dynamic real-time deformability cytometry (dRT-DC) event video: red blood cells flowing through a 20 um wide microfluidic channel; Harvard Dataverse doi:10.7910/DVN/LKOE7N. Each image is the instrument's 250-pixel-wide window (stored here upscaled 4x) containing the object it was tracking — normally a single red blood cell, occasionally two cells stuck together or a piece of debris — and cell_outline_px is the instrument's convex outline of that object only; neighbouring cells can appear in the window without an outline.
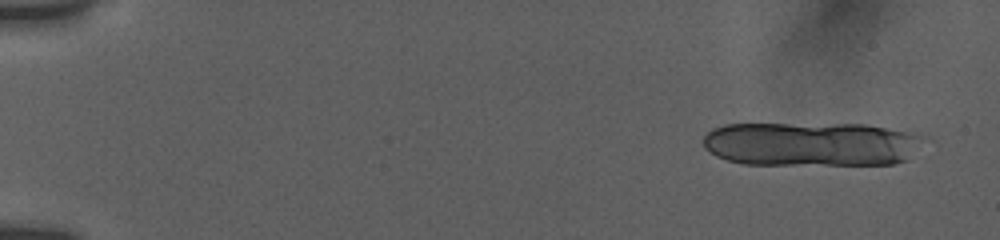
{"species": "human", "species_latin": "Homo sapiens", "temperature_condition": "room temperature", "stored_images_in_passage": 10, "camera_frame_rate_fps": 3000, "um_per_image_px": 0.085, "donor": {"sex": "female"}, "frame": {"image": 1, "passage_image": 1, "time_ms": 0.0, "image_size_px": [1000, 240], "cell_outline_px": [[924, 136], [908, 160], [892, 164], [744, 164], [728, 160], [716, 156], [704, 148], [704, 136], [712, 128], [724, 124], [864, 124], [908, 132]], "centroid_in_image_um": [68.9, 12.24], "position_along_channel_um": 16.1, "area_um2": 56.64}}